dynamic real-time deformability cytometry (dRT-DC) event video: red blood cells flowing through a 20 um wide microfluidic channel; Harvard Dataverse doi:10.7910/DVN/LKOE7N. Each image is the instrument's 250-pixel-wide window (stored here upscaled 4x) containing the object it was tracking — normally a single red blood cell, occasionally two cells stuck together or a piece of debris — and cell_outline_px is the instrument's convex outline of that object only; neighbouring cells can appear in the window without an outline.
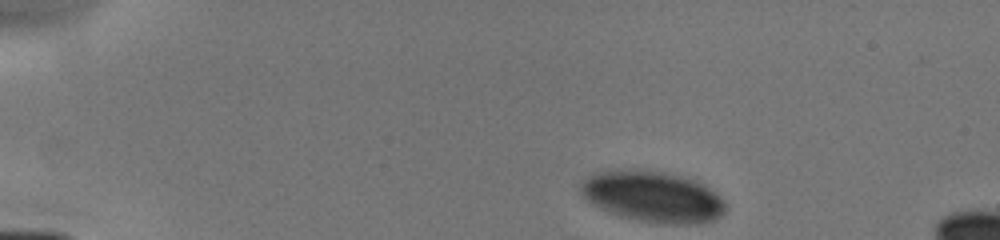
{"species": "human", "species_latin": "Homo sapiens", "temperature_condition": "cold", "stored_images_in_passage": 7, "camera_frame_rate_fps": 3000, "um_per_image_px": 0.085, "donor": {"sex": "male"}, "frame": {"image": 1, "passage_image": 1, "time_ms": 0.0, "image_size_px": [1000, 240], "cell_outline_px": [[728, 208], [720, 216], [712, 220], [696, 224], [664, 224], [636, 220], [620, 216], [600, 208], [592, 204], [580, 192], [580, 184], [588, 176], [596, 172], [616, 168], [644, 168], [664, 172], [696, 180], [704, 184], [716, 192], [724, 200]], "centroid_in_image_um": [55.49, 16.69], "position_along_channel_um": 29.5, "area_um2": 43.81}}
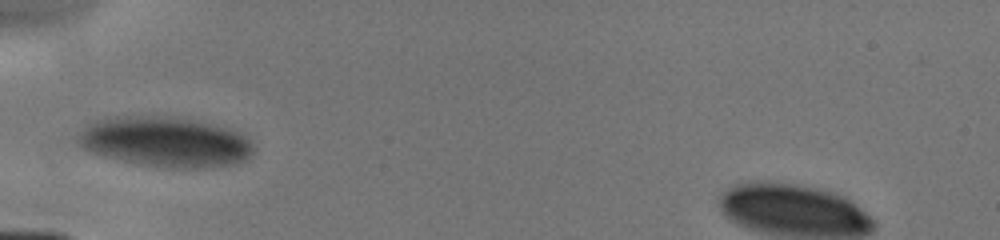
{"frame": {"image": 2, "passage_image": 4, "time_ms": 3.0, "image_size_px": [1000, 240], "cell_outline_px": [[252, 152], [244, 160], [232, 164], [204, 168], [168, 168], [140, 164], [104, 156], [88, 152], [80, 148], [76, 140], [76, 136], [88, 124], [96, 120], [116, 116], [164, 116], [192, 120], [212, 124], [228, 128], [240, 132], [248, 140], [252, 148]], "centroid_in_image_um": [13.97, 12.06], "position_along_channel_um": 71.0, "area_um2": 51.21}}
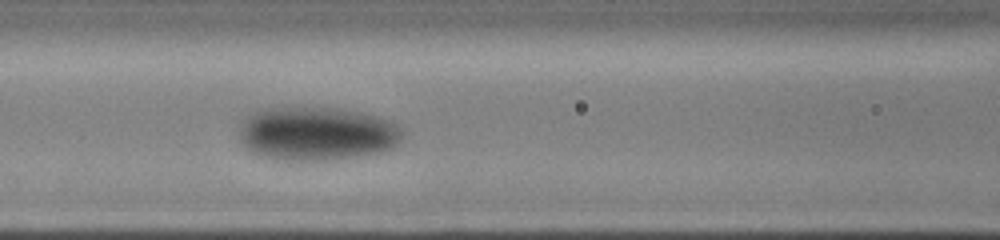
{"frame": {"image": 3, "passage_image": 6, "time_ms": 4.667, "image_size_px": [1000, 240], "cell_outline_px": [[404, 136], [396, 144], [380, 152], [332, 160], [284, 160], [264, 156], [252, 152], [240, 144], [240, 124], [244, 116], [252, 112], [268, 108], [336, 108], [360, 112], [392, 120], [400, 128]], "centroid_in_image_um": [26.9, 11.35], "position_along_channel_um": 139.7, "area_um2": 51.1}}